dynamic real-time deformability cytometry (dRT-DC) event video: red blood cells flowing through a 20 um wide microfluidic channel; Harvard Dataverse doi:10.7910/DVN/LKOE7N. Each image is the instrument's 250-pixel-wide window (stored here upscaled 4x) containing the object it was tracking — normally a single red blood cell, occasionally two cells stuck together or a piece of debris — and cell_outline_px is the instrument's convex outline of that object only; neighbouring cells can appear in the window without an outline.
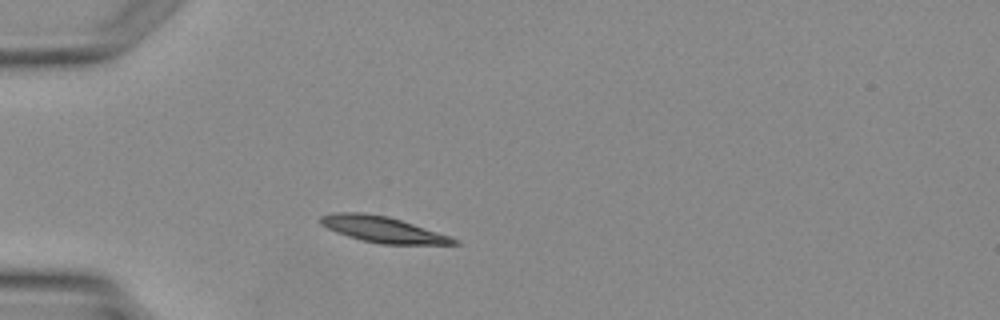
{"species": "Egyptian fruit bat (a non-hibernating species)", "species_latin": "Rousettus aegyptiacus", "temperature_condition": "warm", "stored_images_in_passage": 2, "camera_frame_rate_fps": 3000, "um_per_image_px": 0.085, "animal": {"sex": "female"}, "frame": {"image": 1, "passage_image": 2, "time_ms": 1.333, "image_size_px": [1000, 320], "cell_outline_px": [[460, 244], [380, 244], [348, 236], [336, 232], [320, 224], [320, 216], [332, 212], [360, 212], [388, 216], [460, 240]], "centroid_in_image_um": [32.49, 19.49], "position_along_channel_um": 52.5, "area_um2": 19.83}}